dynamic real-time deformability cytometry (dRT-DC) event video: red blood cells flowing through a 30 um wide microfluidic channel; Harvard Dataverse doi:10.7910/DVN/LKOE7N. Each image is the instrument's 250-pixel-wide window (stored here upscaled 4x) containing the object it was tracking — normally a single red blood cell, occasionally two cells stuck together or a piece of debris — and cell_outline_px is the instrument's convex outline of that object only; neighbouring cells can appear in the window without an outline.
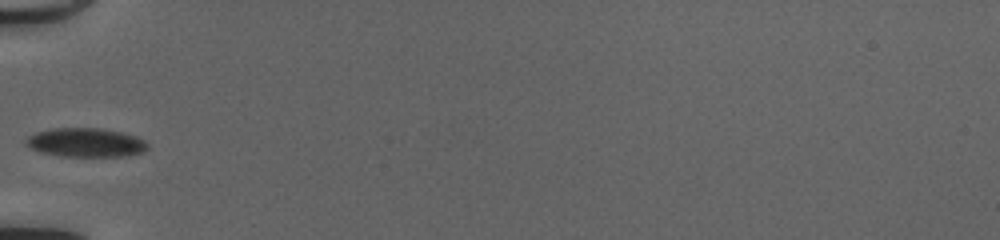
{"species": "common noctule bat (a hibernating species)", "species_latin": "Nyctalus noctula", "temperature_condition": "cold", "stored_images_in_passage": 34, "camera_frame_rate_fps": 3000, "um_per_image_px": 0.085, "animal": {"sex": "female", "body_mass_g": 20.0, "forearm_length_mm": 54.0}, "frame": {"image": 1, "passage_image": 1, "time_ms": 0.0, "image_size_px": [1000, 240], "cell_outline_px": [[148, 148], [140, 152], [128, 156], [60, 156], [40, 152], [24, 144], [24, 140], [28, 136], [36, 132], [52, 128], [100, 128], [120, 132], [136, 136], [144, 140], [148, 144]], "centroid_in_image_um": [7.26, 12.11], "position_along_channel_um": 77.7, "area_um2": 20.52}}
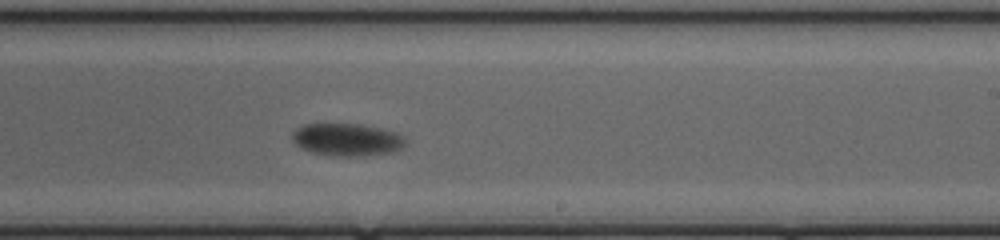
{"frame": {"image": 2, "passage_image": 15, "time_ms": 4.667, "image_size_px": [1000, 240], "cell_outline_px": [[404, 144], [400, 148], [388, 152], [360, 156], [336, 156], [312, 152], [296, 144], [292, 140], [292, 132], [296, 128], [304, 124], [356, 124], [380, 128], [396, 132], [404, 136]], "centroid_in_image_um": [29.46, 11.86], "position_along_channel_um": 259.5, "area_um2": 21.1}}
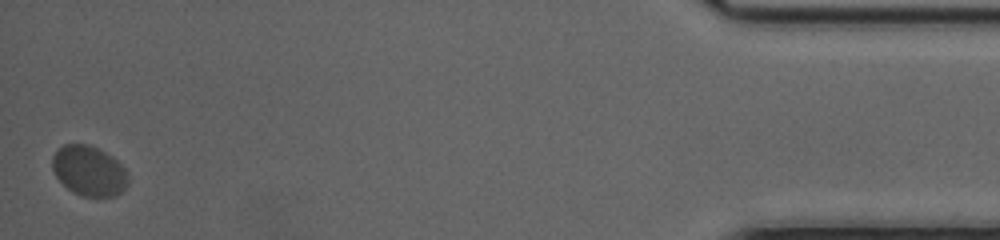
{"frame": {"image": 3, "passage_image": 34, "time_ms": 11.0, "image_size_px": [1000, 240], "cell_outline_px": [[128, 184], [116, 196], [80, 196], [72, 192], [56, 176], [52, 168], [52, 156], [64, 144], [88, 144], [112, 156], [124, 168], [128, 176]], "centroid_in_image_um": [7.56, 14.53], "position_along_channel_um": 427.6, "area_um2": 21.91}, "authors_computed_cell_mechanics": {"area_um2": 21.5305, "velocity_mm_per_s": 3.8997, "shape_relaxation_time_tau1_ms": 0.6365, "shape_relaxation_time_tau2_ms": null, "deformation_change_tau1": 0.0408, "deformation_change_tau2": null}}